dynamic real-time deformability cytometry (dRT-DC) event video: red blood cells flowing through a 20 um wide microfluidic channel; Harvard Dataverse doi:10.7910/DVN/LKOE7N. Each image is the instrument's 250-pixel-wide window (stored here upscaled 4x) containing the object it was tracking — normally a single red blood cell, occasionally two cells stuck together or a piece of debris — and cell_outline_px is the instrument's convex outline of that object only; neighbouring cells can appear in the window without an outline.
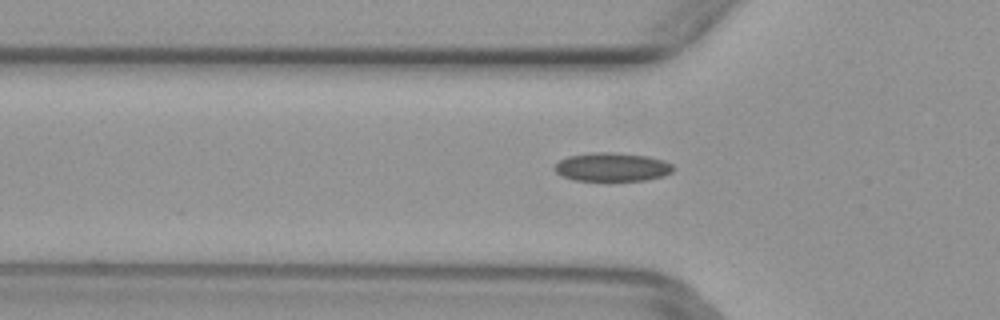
{"species": "common noctule bat (a hibernating species)", "species_latin": "Nyctalus noctula", "temperature_condition": "warm", "stored_images_in_passage": 46, "camera_frame_rate_fps": 3000, "um_per_image_px": 0.085, "animal": {"sex": "female", "body_mass_g": 29.2, "forearm_length_mm": 56.3}, "frame": {"image": 1, "passage_image": 14, "time_ms": 4.333, "image_size_px": [1000, 320], "cell_outline_px": [[676, 168], [672, 172], [664, 176], [644, 180], [576, 180], [564, 176], [556, 172], [552, 168], [560, 160], [568, 156], [592, 152], [612, 152], [648, 156], [664, 160], [672, 164]], "centroid_in_image_um": [52.06, 14.18], "position_along_channel_um": 73.7, "area_um2": 19.77}}
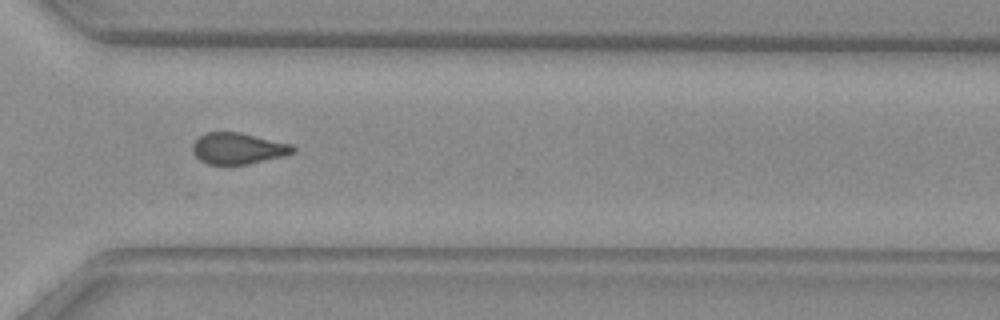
{"frame": {"image": 2, "passage_image": 34, "time_ms": 11.0, "image_size_px": [1000, 320], "cell_outline_px": [[296, 152], [284, 156], [248, 164], [208, 164], [200, 160], [192, 152], [192, 144], [200, 136], [208, 132], [240, 132], [292, 144], [296, 148]], "centroid_in_image_um": [20.26, 12.61], "position_along_channel_um": 350.3, "area_um2": 18.32}}
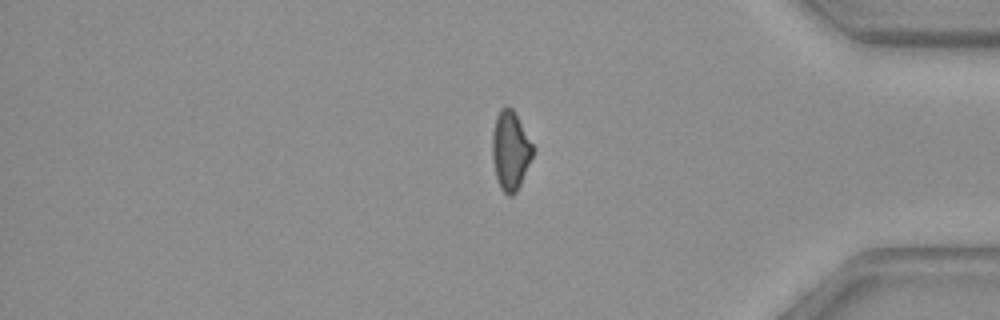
{"frame": {"image": 3, "passage_image": 39, "time_ms": 12.667, "image_size_px": [1000, 320], "cell_outline_px": [[536, 148], [520, 184], [516, 192], [512, 196], [508, 196], [500, 188], [496, 176], [492, 160], [492, 132], [496, 116], [500, 108], [512, 108]], "centroid_in_image_um": [43.39, 12.8], "position_along_channel_um": 391.8, "area_um2": 18.73}}